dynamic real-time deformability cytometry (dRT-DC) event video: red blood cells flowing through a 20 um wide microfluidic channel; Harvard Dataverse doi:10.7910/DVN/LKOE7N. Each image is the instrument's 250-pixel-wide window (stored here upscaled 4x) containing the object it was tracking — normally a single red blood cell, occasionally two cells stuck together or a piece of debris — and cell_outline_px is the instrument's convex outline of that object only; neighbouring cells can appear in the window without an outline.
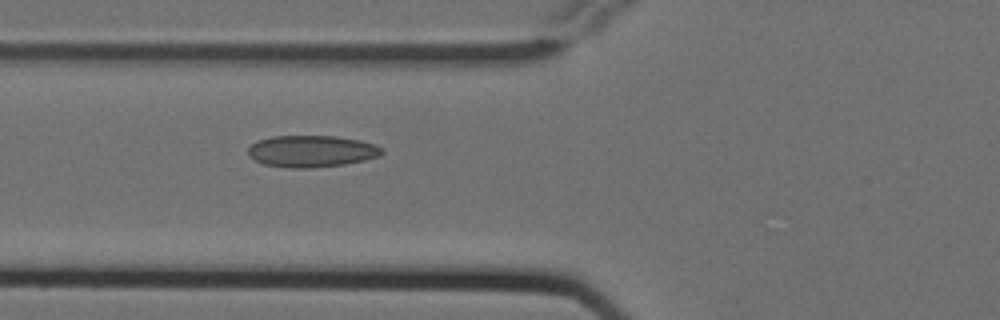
{"species": "Egyptian fruit bat (a non-hibernating species)", "species_latin": "Rousettus aegyptiacus", "temperature_condition": "cold", "stored_images_in_passage": 2, "camera_frame_rate_fps": 3000, "um_per_image_px": 0.085, "animal": {"sex": "female"}, "frame": {"image": 1, "passage_image": 2, "time_ms": 0.333, "image_size_px": [1000, 320], "cell_outline_px": [[384, 152], [380, 156], [364, 160], [344, 164], [312, 168], [288, 168], [264, 164], [248, 156], [248, 148], [256, 140], [272, 136], [336, 136], [360, 140], [384, 148]], "centroid_in_image_um": [26.48, 12.85], "position_along_channel_um": 99.3, "area_um2": 24.85}}